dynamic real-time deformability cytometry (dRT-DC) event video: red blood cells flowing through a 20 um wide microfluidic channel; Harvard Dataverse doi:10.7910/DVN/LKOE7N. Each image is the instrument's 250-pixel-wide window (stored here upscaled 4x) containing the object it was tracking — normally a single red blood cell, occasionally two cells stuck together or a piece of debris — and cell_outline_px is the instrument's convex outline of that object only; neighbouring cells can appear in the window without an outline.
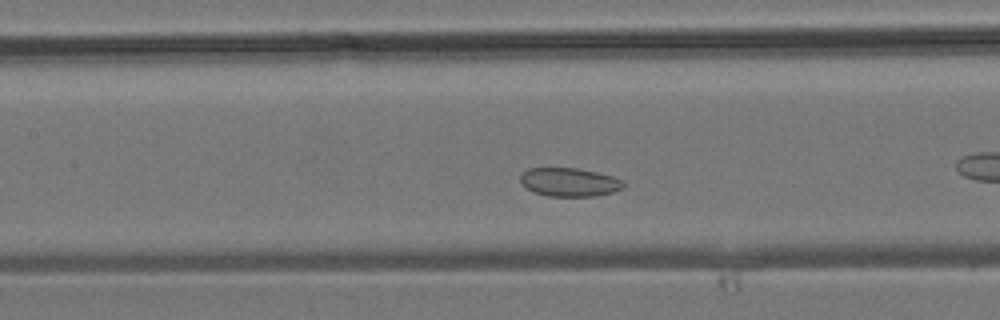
{"species": "common noctule bat (a hibernating species)", "species_latin": "Nyctalus noctula", "temperature_condition": "room temperature", "stored_images_in_passage": 22, "camera_frame_rate_fps": 3000, "um_per_image_px": 0.085, "animal": {"sex": "male", "body_mass_g": 19.2, "forearm_length_mm": 51.8}, "frame": {"image": 1, "passage_image": 7, "time_ms": 2.0, "image_size_px": [1000, 320], "cell_outline_px": [[624, 188], [612, 192], [596, 196], [548, 196], [536, 192], [528, 188], [520, 180], [520, 176], [528, 168], [576, 168], [596, 172], [612, 176], [624, 180]], "centroid_in_image_um": [48.44, 15.48], "position_along_channel_um": 159.0, "area_um2": 16.99}}